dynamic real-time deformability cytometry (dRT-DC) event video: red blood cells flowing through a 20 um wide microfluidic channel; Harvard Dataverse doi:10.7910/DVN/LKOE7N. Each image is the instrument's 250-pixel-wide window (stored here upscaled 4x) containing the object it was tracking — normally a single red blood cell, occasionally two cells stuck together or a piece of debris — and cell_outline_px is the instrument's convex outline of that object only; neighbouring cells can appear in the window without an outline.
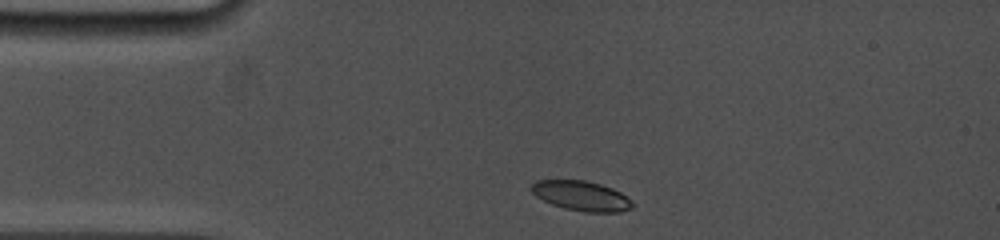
{"species": "common noctule bat (a hibernating species)", "species_latin": "Nyctalus noctula", "temperature_condition": "cold", "stored_images_in_passage": 16, "camera_frame_rate_fps": 5000, "um_per_image_px": 0.085, "animal": {"sex": "female", "body_mass_g": 19.0, "forearm_length_mm": 53.3}, "frame": {"image": 1, "passage_image": 1, "time_ms": 0.0, "image_size_px": [1000, 240], "cell_outline_px": [[636, 204], [632, 208], [620, 212], [584, 212], [564, 208], [552, 204], [536, 196], [532, 192], [532, 184], [536, 180], [584, 180], [600, 184], [612, 188], [620, 192], [632, 200]], "centroid_in_image_um": [49.46, 16.65], "position_along_channel_um": 35.5, "area_um2": 17.57}}
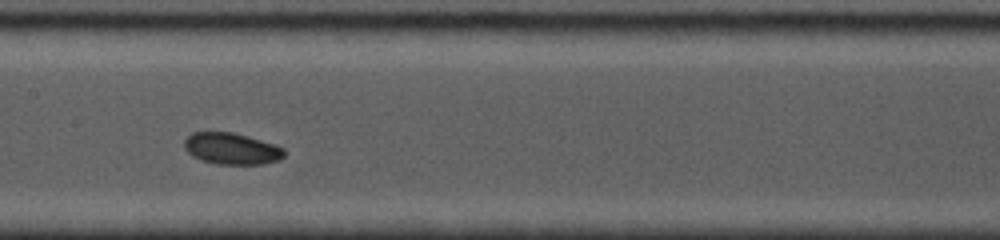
{"frame": {"image": 2, "passage_image": 10, "time_ms": 4.8, "image_size_px": [1000, 240], "cell_outline_px": [[284, 156], [280, 160], [264, 164], [216, 164], [200, 160], [192, 156], [184, 148], [184, 140], [192, 132], [232, 132], [248, 136], [276, 144], [284, 148]], "centroid_in_image_um": [19.69, 12.64], "position_along_channel_um": 187.7, "area_um2": 18.55}}
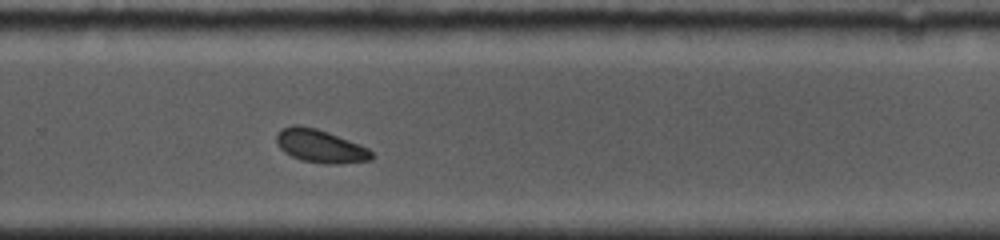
{"frame": {"image": 3, "passage_image": 16, "time_ms": 7.8, "image_size_px": [1000, 240], "cell_outline_px": [[376, 156], [372, 160], [340, 164], [328, 164], [300, 160], [284, 152], [280, 148], [276, 140], [276, 136], [284, 128], [292, 124], [296, 124], [316, 128], [328, 132], [368, 148]], "centroid_in_image_um": [27.25, 12.43], "position_along_channel_um": 302.5, "area_um2": 18.32}}